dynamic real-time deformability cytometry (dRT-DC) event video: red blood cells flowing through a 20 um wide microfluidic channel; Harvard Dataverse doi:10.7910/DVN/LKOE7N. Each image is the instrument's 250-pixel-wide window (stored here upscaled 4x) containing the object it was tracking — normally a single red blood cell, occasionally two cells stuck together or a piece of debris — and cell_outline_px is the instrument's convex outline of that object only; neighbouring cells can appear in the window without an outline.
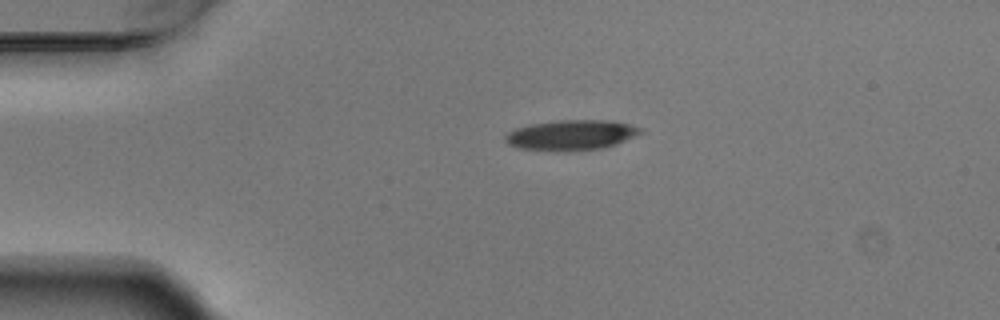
{"species": "Egyptian fruit bat (a non-hibernating species)", "species_latin": "Rousettus aegyptiacus", "temperature_condition": "warm", "stored_images_in_passage": 2, "camera_frame_rate_fps": 3000, "um_per_image_px": 0.085, "animal": {"sex": "male"}, "frame": {"image": 1, "passage_image": 1, "time_ms": 0.0, "image_size_px": [1000, 320], "cell_outline_px": [[644, 132], [616, 144], [604, 148], [568, 152], [564, 152], [520, 148], [508, 144], [504, 140], [504, 136], [508, 132], [516, 128], [532, 124], [560, 120], [608, 120], [628, 124], [644, 128]], "centroid_in_image_um": [48.57, 11.49], "position_along_channel_um": 36.4, "area_um2": 23.99}}